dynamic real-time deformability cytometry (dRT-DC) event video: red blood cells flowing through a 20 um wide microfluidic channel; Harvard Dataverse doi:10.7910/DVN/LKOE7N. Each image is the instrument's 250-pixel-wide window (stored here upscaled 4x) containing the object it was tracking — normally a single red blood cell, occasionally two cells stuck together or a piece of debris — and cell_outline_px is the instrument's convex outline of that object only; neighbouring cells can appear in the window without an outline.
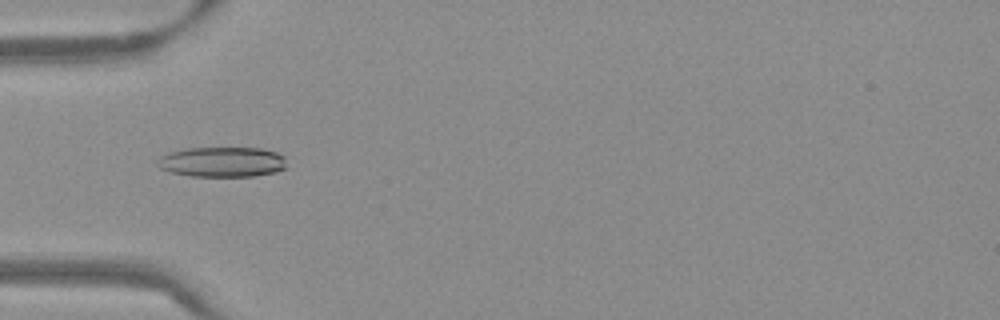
{"species": "Egyptian fruit bat (a non-hibernating species)", "species_latin": "Rousettus aegyptiacus", "temperature_condition": "warm", "stored_images_in_passage": 46, "camera_frame_rate_fps": 3000, "um_per_image_px": 0.085, "frame": {"image": 1, "passage_image": 10, "time_ms": 3.0, "image_size_px": [1000, 320], "cell_outline_px": [[288, 168], [276, 172], [252, 176], [192, 176], [172, 172], [160, 168], [156, 164], [156, 160], [160, 156], [168, 152], [188, 148], [260, 148], [276, 152], [284, 156]], "centroid_in_image_um": [18.9, 13.76], "position_along_channel_um": 66.1, "area_um2": 22.83}}
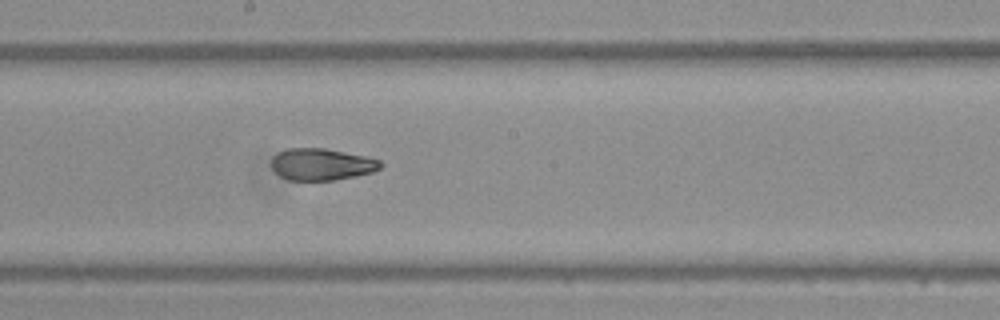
{"frame": {"image": 2, "passage_image": 22, "time_ms": 7.0, "image_size_px": [1000, 320], "cell_outline_px": [[384, 164], [380, 168], [372, 172], [356, 176], [336, 180], [288, 180], [280, 176], [272, 168], [272, 156], [288, 148], [324, 148], [364, 156], [380, 160]], "centroid_in_image_um": [27.34, 13.97], "position_along_channel_um": 220.9, "area_um2": 20.17}}
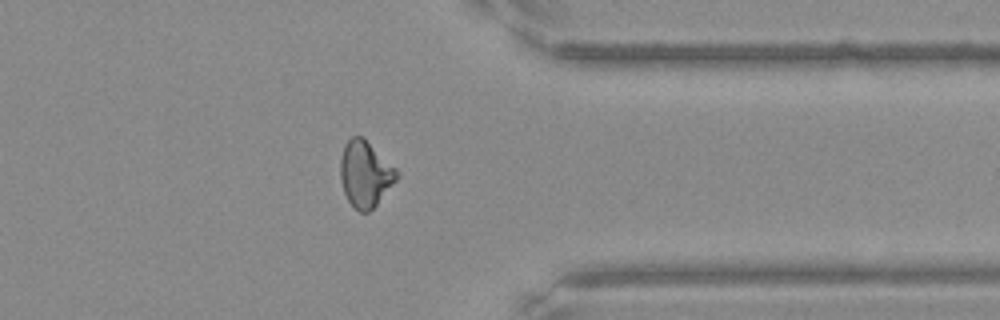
{"frame": {"image": 3, "passage_image": 35, "time_ms": 11.333, "image_size_px": [1000, 320], "cell_outline_px": [[400, 176], [376, 204], [368, 212], [360, 212], [348, 200], [344, 192], [340, 180], [340, 160], [344, 144], [352, 136], [360, 136], [396, 168], [400, 172]], "centroid_in_image_um": [31.03, 14.79], "position_along_channel_um": 380.4, "area_um2": 21.33}, "authors_computed_cell_mechanics": {"area_um2": 21.2993, "velocity_mm_per_s": 3.8583, "shape_relaxation_time_tau1_ms": 6.8104, "shape_relaxation_time_tau2_ms": 2.2825, "deformation_change_tau1": 0.189, "deformation_change_tau2": 0.0867}}